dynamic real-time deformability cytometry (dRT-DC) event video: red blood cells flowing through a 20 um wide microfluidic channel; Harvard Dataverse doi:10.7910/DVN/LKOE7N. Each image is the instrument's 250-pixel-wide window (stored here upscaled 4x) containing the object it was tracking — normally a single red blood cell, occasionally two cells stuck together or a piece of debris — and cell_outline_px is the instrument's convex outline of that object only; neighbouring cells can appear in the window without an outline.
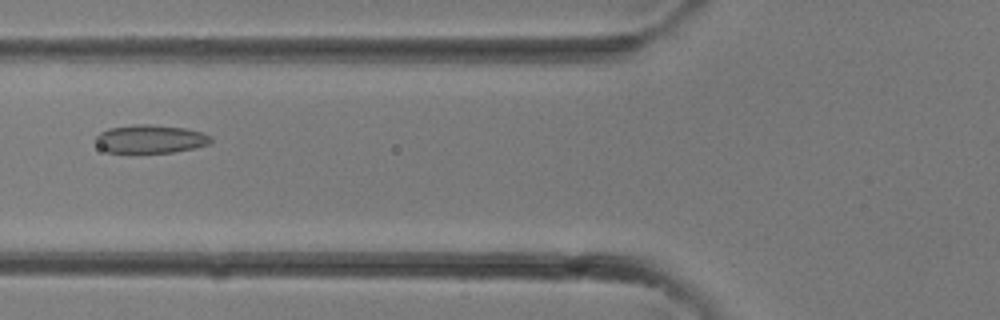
{"species": "common noctule bat (a hibernating species)", "species_latin": "Nyctalus noctula", "temperature_condition": "room temperature", "stored_images_in_passage": 24, "camera_frame_rate_fps": 3000, "um_per_image_px": 0.085, "animal": {"sex": "female"}, "frame": {"image": 1, "passage_image": 5, "time_ms": 1.333, "image_size_px": [1000, 320], "cell_outline_px": [[212, 140], [208, 144], [196, 148], [172, 152], [108, 152], [100, 148], [96, 144], [96, 136], [100, 132], [108, 128], [136, 124], [148, 124], [184, 128], [200, 132], [212, 136]], "centroid_in_image_um": [12.77, 11.81], "position_along_channel_um": 113.0, "area_um2": 18.9}}
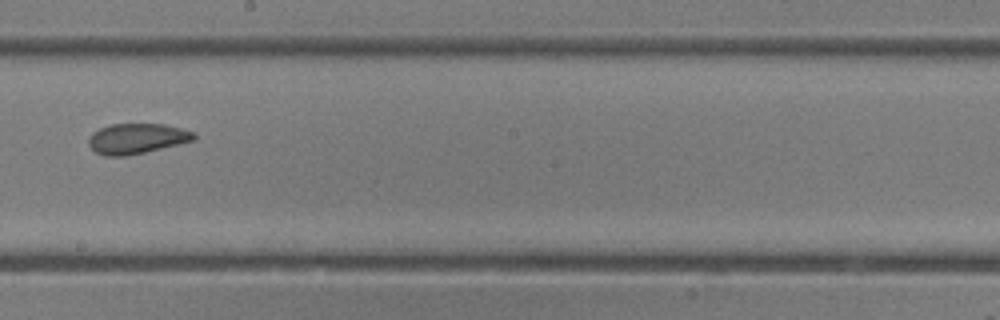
{"frame": {"image": 2, "passage_image": 11, "time_ms": 3.333, "image_size_px": [1000, 320], "cell_outline_px": [[196, 140], [144, 152], [124, 156], [104, 156], [96, 152], [88, 144], [88, 136], [92, 132], [100, 128], [112, 124], [164, 124], [196, 132]], "centroid_in_image_um": [11.63, 11.77], "position_along_channel_um": 236.6, "area_um2": 18.61}}
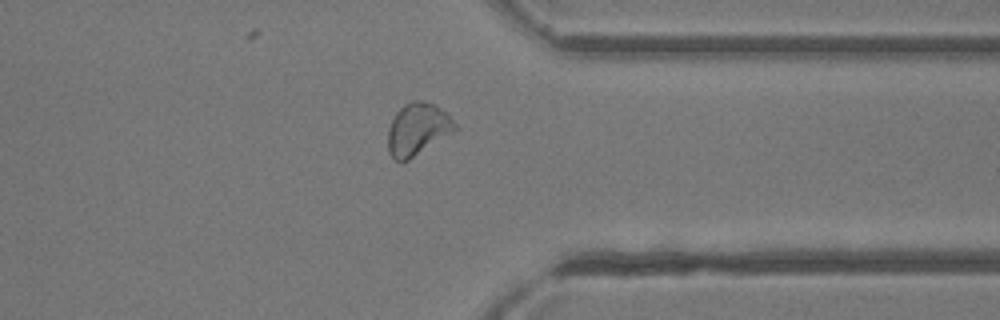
{"frame": {"image": 3, "passage_image": 18, "time_ms": 5.667, "image_size_px": [1000, 320], "cell_outline_px": [[456, 128], [408, 160], [396, 160], [388, 152], [388, 128], [396, 112], [404, 104], [412, 100], [420, 100], [436, 104], [456, 124]], "centroid_in_image_um": [35.44, 10.94], "position_along_channel_um": 376.0, "area_um2": 19.71}}